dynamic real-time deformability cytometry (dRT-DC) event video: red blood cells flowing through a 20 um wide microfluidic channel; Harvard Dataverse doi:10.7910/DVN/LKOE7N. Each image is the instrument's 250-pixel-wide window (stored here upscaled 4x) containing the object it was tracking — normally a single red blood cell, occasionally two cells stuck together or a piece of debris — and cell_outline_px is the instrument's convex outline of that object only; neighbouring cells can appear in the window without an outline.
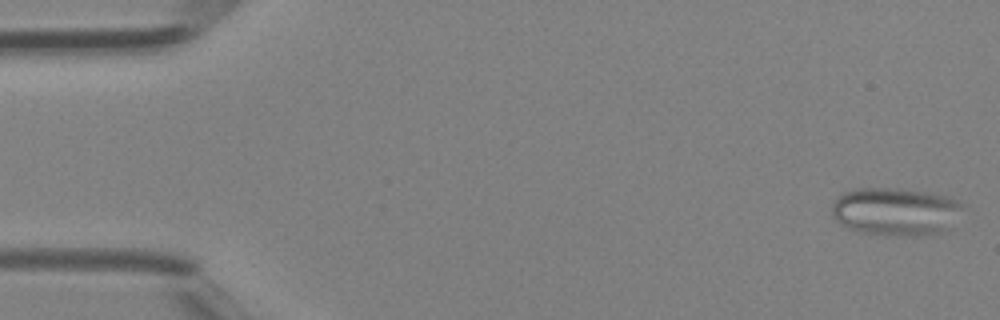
{"species": "Egyptian fruit bat (a non-hibernating species)", "species_latin": "Rousettus aegyptiacus", "temperature_condition": "room temperature", "stored_images_in_passage": 8, "camera_frame_rate_fps": 3000, "um_per_image_px": 0.085, "animal": {"sex": "female"}, "frame": {"image": 1, "passage_image": 1, "time_ms": 0.0, "image_size_px": [1000, 320], "cell_outline_px": [[968, 204], [948, 228], [944, 232], [924, 236], [912, 236], [860, 232], [848, 228], [840, 224], [832, 216], [832, 204], [844, 192], [860, 188], [896, 188], [924, 192], [948, 196]], "centroid_in_image_um": [76.18, 17.98], "position_along_channel_um": 8.8, "area_um2": 36.76}}